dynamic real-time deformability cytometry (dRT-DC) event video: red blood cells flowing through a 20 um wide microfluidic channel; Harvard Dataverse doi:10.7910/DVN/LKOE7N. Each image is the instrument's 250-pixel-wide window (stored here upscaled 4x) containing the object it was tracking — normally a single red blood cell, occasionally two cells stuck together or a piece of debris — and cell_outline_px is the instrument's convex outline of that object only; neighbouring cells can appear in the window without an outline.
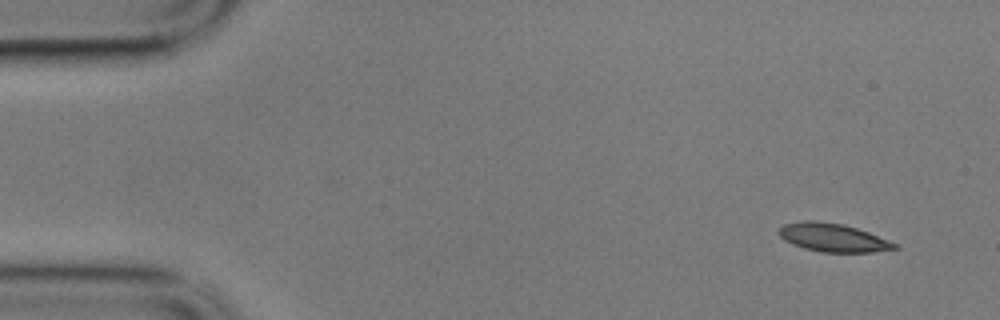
{"species": "common noctule bat (a hibernating species)", "species_latin": "Nyctalus noctula", "temperature_condition": "cold", "stored_images_in_passage": 10, "camera_frame_rate_fps": 3000, "um_per_image_px": 0.085, "animal": {"sex": "male", "body_mass_g": 17.9}, "frame": {"image": 1, "passage_image": 1, "time_ms": 0.0, "image_size_px": [1000, 320], "cell_outline_px": [[900, 248], [872, 252], [820, 252], [804, 248], [792, 244], [784, 240], [776, 232], [784, 224], [804, 220], [816, 220], [844, 224], [868, 232], [888, 240], [896, 244]], "centroid_in_image_um": [70.77, 20.19], "position_along_channel_um": 14.2, "area_um2": 19.13}}
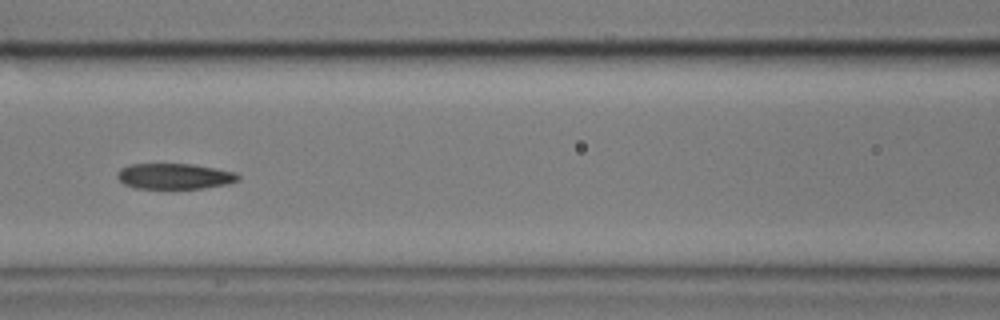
{"frame": {"image": 2, "passage_image": 7, "time_ms": 2.0, "image_size_px": [1000, 320], "cell_outline_px": [[240, 180], [228, 184], [204, 188], [136, 188], [124, 184], [116, 176], [116, 172], [120, 168], [128, 164], [192, 164], [216, 168], [236, 172], [240, 176]], "centroid_in_image_um": [14.84, 14.97], "position_along_channel_um": 151.8, "area_um2": 18.21}}
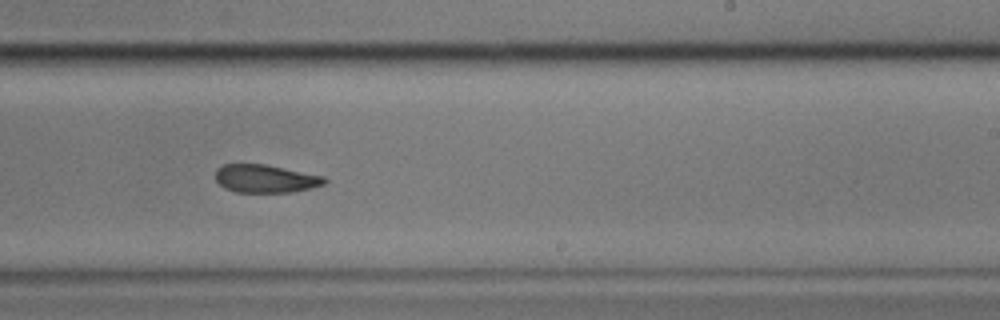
{"frame": {"image": 3, "passage_image": 10, "time_ms": 3.0, "image_size_px": [1000, 320], "cell_outline_px": [[328, 180], [324, 184], [312, 188], [292, 192], [236, 192], [224, 188], [216, 180], [216, 168], [224, 164], [264, 164], [324, 176]], "centroid_in_image_um": [22.56, 15.19], "position_along_channel_um": 266.4, "area_um2": 17.8}}